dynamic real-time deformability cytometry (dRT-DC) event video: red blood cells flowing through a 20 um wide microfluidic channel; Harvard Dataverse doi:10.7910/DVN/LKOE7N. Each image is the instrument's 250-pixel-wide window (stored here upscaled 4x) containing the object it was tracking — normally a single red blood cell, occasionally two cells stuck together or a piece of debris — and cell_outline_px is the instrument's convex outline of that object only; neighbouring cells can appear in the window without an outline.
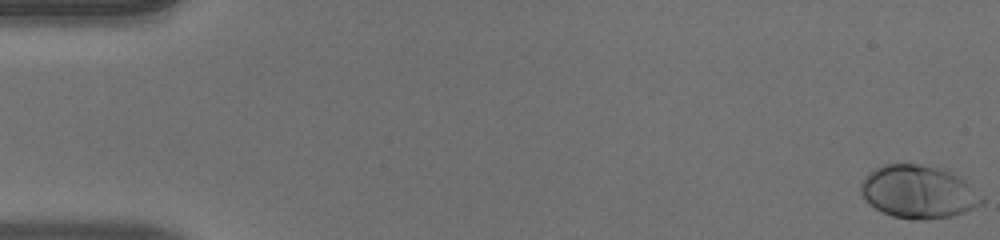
{"species": "human", "species_latin": "Homo sapiens", "temperature_condition": "warm", "stored_images_in_passage": 52, "camera_frame_rate_fps": 3000, "um_per_image_px": 0.085, "donor": {"sex": "male"}, "frame": {"image": 1, "passage_image": 1, "time_ms": 0.0, "image_size_px": [1000, 240], "cell_outline_px": [[984, 204], [964, 212], [952, 216], [924, 220], [912, 220], [892, 216], [876, 208], [860, 192], [860, 184], [864, 176], [876, 168], [884, 164], [920, 164], [936, 168], [948, 172], [964, 180], [984, 196]], "centroid_in_image_um": [78.08, 16.32], "position_along_channel_um": 6.9, "area_um2": 37.11}}
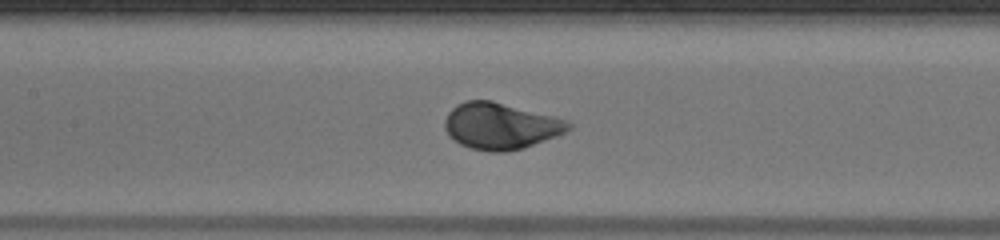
{"frame": {"image": 2, "passage_image": 25, "time_ms": 8.0, "image_size_px": [1000, 240], "cell_outline_px": [[572, 128], [556, 136], [520, 148], [504, 152], [488, 152], [472, 148], [460, 144], [448, 136], [444, 128], [444, 120], [448, 112], [456, 104], [464, 100], [492, 100], [556, 116], [568, 120], [572, 124]], "centroid_in_image_um": [42.52, 10.69], "position_along_channel_um": 164.9, "area_um2": 33.64}}
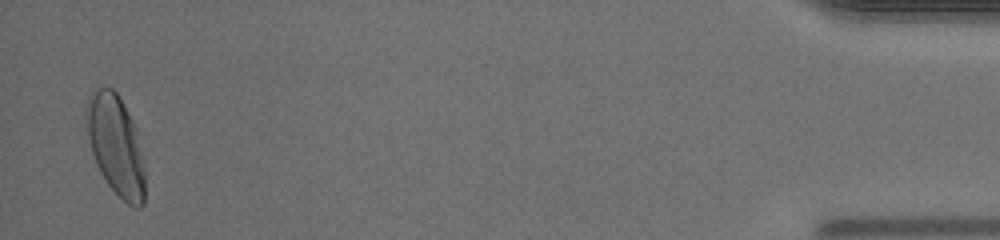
{"frame": {"image": 3, "passage_image": 51, "time_ms": 16.667, "image_size_px": [1000, 240], "cell_outline_px": [[144, 204], [140, 208], [136, 208], [128, 204], [108, 184], [100, 172], [96, 164], [88, 140], [84, 116], [84, 104], [92, 88], [104, 84], [112, 88], [120, 96], [136, 128], [144, 168]], "centroid_in_image_um": [9.79, 12.24], "position_along_channel_um": 425.4, "area_um2": 34.74}, "authors_computed_cell_mechanics": {"area_um2": 33.7841, "velocity_mm_per_s": 4.0006, "shape_relaxation_time_tau1_ms": 1.963, "shape_relaxation_time_tau2_ms": null, "deformation_change_tau1": 0.146, "deformation_change_tau2": null}}